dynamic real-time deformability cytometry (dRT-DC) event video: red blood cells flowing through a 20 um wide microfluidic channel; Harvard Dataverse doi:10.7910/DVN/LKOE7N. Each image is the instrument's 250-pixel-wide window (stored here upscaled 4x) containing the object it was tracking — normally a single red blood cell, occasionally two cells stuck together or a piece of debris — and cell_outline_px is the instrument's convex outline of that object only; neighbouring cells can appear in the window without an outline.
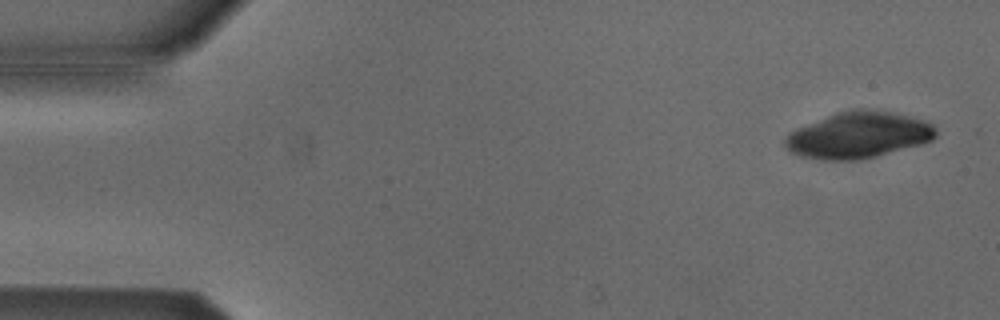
{"species": "Egyptian fruit bat (a non-hibernating species)", "species_latin": "Rousettus aegyptiacus", "temperature_condition": "cold", "stored_images_in_passage": 14, "camera_frame_rate_fps": 3000, "um_per_image_px": 0.085, "animal": {"sex": "male"}, "frame": {"image": 1, "passage_image": 3, "time_ms": 0.667, "image_size_px": [1000, 320], "cell_outline_px": [[936, 136], [932, 140], [924, 144], [860, 160], [816, 160], [800, 156], [792, 152], [784, 144], [784, 140], [796, 128], [836, 112], [852, 108], [860, 108], [888, 112], [908, 116], [932, 124], [936, 128]], "centroid_in_image_um": [72.96, 11.49], "position_along_channel_um": 12.0, "area_um2": 40.63}}